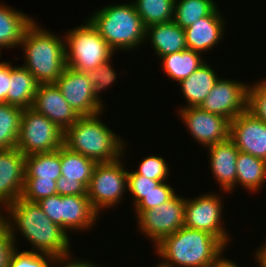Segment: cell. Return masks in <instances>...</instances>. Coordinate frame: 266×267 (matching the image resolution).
<instances>
[{
	"instance_id": "1",
	"label": "cell",
	"mask_w": 266,
	"mask_h": 267,
	"mask_svg": "<svg viewBox=\"0 0 266 267\" xmlns=\"http://www.w3.org/2000/svg\"><path fill=\"white\" fill-rule=\"evenodd\" d=\"M2 211L4 212H1V219L7 224L15 245L16 232L19 231L33 246L32 252L48 253L55 257L71 252L67 232L53 223L37 202H29L19 197Z\"/></svg>"
},
{
	"instance_id": "2",
	"label": "cell",
	"mask_w": 266,
	"mask_h": 267,
	"mask_svg": "<svg viewBox=\"0 0 266 267\" xmlns=\"http://www.w3.org/2000/svg\"><path fill=\"white\" fill-rule=\"evenodd\" d=\"M159 267H212L226 247L213 235L182 226L154 246ZM223 253V254H222Z\"/></svg>"
},
{
	"instance_id": "3",
	"label": "cell",
	"mask_w": 266,
	"mask_h": 267,
	"mask_svg": "<svg viewBox=\"0 0 266 267\" xmlns=\"http://www.w3.org/2000/svg\"><path fill=\"white\" fill-rule=\"evenodd\" d=\"M23 49L24 67L39 84L55 83L65 70V38L42 29L34 21L26 30L19 48Z\"/></svg>"
},
{
	"instance_id": "4",
	"label": "cell",
	"mask_w": 266,
	"mask_h": 267,
	"mask_svg": "<svg viewBox=\"0 0 266 267\" xmlns=\"http://www.w3.org/2000/svg\"><path fill=\"white\" fill-rule=\"evenodd\" d=\"M100 115L80 117L64 132L63 145L97 163L123 160L125 141L103 123Z\"/></svg>"
},
{
	"instance_id": "5",
	"label": "cell",
	"mask_w": 266,
	"mask_h": 267,
	"mask_svg": "<svg viewBox=\"0 0 266 267\" xmlns=\"http://www.w3.org/2000/svg\"><path fill=\"white\" fill-rule=\"evenodd\" d=\"M88 19L115 51L140 48L146 41V28L133 2L104 6Z\"/></svg>"
},
{
	"instance_id": "6",
	"label": "cell",
	"mask_w": 266,
	"mask_h": 267,
	"mask_svg": "<svg viewBox=\"0 0 266 267\" xmlns=\"http://www.w3.org/2000/svg\"><path fill=\"white\" fill-rule=\"evenodd\" d=\"M64 38L66 66L77 71L92 70L116 54L88 18L83 25L67 32Z\"/></svg>"
},
{
	"instance_id": "7",
	"label": "cell",
	"mask_w": 266,
	"mask_h": 267,
	"mask_svg": "<svg viewBox=\"0 0 266 267\" xmlns=\"http://www.w3.org/2000/svg\"><path fill=\"white\" fill-rule=\"evenodd\" d=\"M37 203L52 222L66 232H83L85 229L88 231L100 217L92 208L87 195L56 194L42 198Z\"/></svg>"
},
{
	"instance_id": "8",
	"label": "cell",
	"mask_w": 266,
	"mask_h": 267,
	"mask_svg": "<svg viewBox=\"0 0 266 267\" xmlns=\"http://www.w3.org/2000/svg\"><path fill=\"white\" fill-rule=\"evenodd\" d=\"M121 160L97 163L87 188L92 208L100 212L116 207L128 190V170ZM126 190V191H125Z\"/></svg>"
},
{
	"instance_id": "9",
	"label": "cell",
	"mask_w": 266,
	"mask_h": 267,
	"mask_svg": "<svg viewBox=\"0 0 266 267\" xmlns=\"http://www.w3.org/2000/svg\"><path fill=\"white\" fill-rule=\"evenodd\" d=\"M64 132L32 107L23 109L16 148L25 156L48 153L63 145Z\"/></svg>"
},
{
	"instance_id": "10",
	"label": "cell",
	"mask_w": 266,
	"mask_h": 267,
	"mask_svg": "<svg viewBox=\"0 0 266 267\" xmlns=\"http://www.w3.org/2000/svg\"><path fill=\"white\" fill-rule=\"evenodd\" d=\"M218 194H202L185 198L184 226L205 231L215 236L225 247L229 245V233L222 225L223 202Z\"/></svg>"
},
{
	"instance_id": "11",
	"label": "cell",
	"mask_w": 266,
	"mask_h": 267,
	"mask_svg": "<svg viewBox=\"0 0 266 267\" xmlns=\"http://www.w3.org/2000/svg\"><path fill=\"white\" fill-rule=\"evenodd\" d=\"M185 198L175 194L170 200L153 209L143 211L136 219L138 230L154 242L155 246L165 237L184 226Z\"/></svg>"
},
{
	"instance_id": "12",
	"label": "cell",
	"mask_w": 266,
	"mask_h": 267,
	"mask_svg": "<svg viewBox=\"0 0 266 267\" xmlns=\"http://www.w3.org/2000/svg\"><path fill=\"white\" fill-rule=\"evenodd\" d=\"M55 84L80 117L93 116L104 111V104L94 96L93 85L85 72L66 67Z\"/></svg>"
},
{
	"instance_id": "13",
	"label": "cell",
	"mask_w": 266,
	"mask_h": 267,
	"mask_svg": "<svg viewBox=\"0 0 266 267\" xmlns=\"http://www.w3.org/2000/svg\"><path fill=\"white\" fill-rule=\"evenodd\" d=\"M247 102L248 85L241 81L219 78L199 107L231 121L247 110Z\"/></svg>"
},
{
	"instance_id": "14",
	"label": "cell",
	"mask_w": 266,
	"mask_h": 267,
	"mask_svg": "<svg viewBox=\"0 0 266 267\" xmlns=\"http://www.w3.org/2000/svg\"><path fill=\"white\" fill-rule=\"evenodd\" d=\"M178 111L189 134L204 148L229 138L230 121L226 117L200 107L180 108Z\"/></svg>"
},
{
	"instance_id": "15",
	"label": "cell",
	"mask_w": 266,
	"mask_h": 267,
	"mask_svg": "<svg viewBox=\"0 0 266 267\" xmlns=\"http://www.w3.org/2000/svg\"><path fill=\"white\" fill-rule=\"evenodd\" d=\"M229 138L240 152L266 161V123L248 110L230 121Z\"/></svg>"
},
{
	"instance_id": "16",
	"label": "cell",
	"mask_w": 266,
	"mask_h": 267,
	"mask_svg": "<svg viewBox=\"0 0 266 267\" xmlns=\"http://www.w3.org/2000/svg\"><path fill=\"white\" fill-rule=\"evenodd\" d=\"M25 159L26 156L16 147L0 150L1 211L22 196L25 180Z\"/></svg>"
},
{
	"instance_id": "17",
	"label": "cell",
	"mask_w": 266,
	"mask_h": 267,
	"mask_svg": "<svg viewBox=\"0 0 266 267\" xmlns=\"http://www.w3.org/2000/svg\"><path fill=\"white\" fill-rule=\"evenodd\" d=\"M32 108L54 122L63 132L80 118L55 83L38 85Z\"/></svg>"
},
{
	"instance_id": "18",
	"label": "cell",
	"mask_w": 266,
	"mask_h": 267,
	"mask_svg": "<svg viewBox=\"0 0 266 267\" xmlns=\"http://www.w3.org/2000/svg\"><path fill=\"white\" fill-rule=\"evenodd\" d=\"M218 8L184 29L187 49L203 54L223 39L226 23Z\"/></svg>"
},
{
	"instance_id": "19",
	"label": "cell",
	"mask_w": 266,
	"mask_h": 267,
	"mask_svg": "<svg viewBox=\"0 0 266 267\" xmlns=\"http://www.w3.org/2000/svg\"><path fill=\"white\" fill-rule=\"evenodd\" d=\"M206 148L208 149L207 153H210L209 163H211L214 179L220 185V189H223L222 191L227 194L231 193L237 186L238 148L230 138Z\"/></svg>"
},
{
	"instance_id": "20",
	"label": "cell",
	"mask_w": 266,
	"mask_h": 267,
	"mask_svg": "<svg viewBox=\"0 0 266 267\" xmlns=\"http://www.w3.org/2000/svg\"><path fill=\"white\" fill-rule=\"evenodd\" d=\"M145 38L150 40L154 54L162 56L187 49L185 31L173 20L146 28Z\"/></svg>"
},
{
	"instance_id": "21",
	"label": "cell",
	"mask_w": 266,
	"mask_h": 267,
	"mask_svg": "<svg viewBox=\"0 0 266 267\" xmlns=\"http://www.w3.org/2000/svg\"><path fill=\"white\" fill-rule=\"evenodd\" d=\"M214 71L212 66L205 62L190 76L178 83L187 101V105L181 108L201 105L219 79Z\"/></svg>"
},
{
	"instance_id": "22",
	"label": "cell",
	"mask_w": 266,
	"mask_h": 267,
	"mask_svg": "<svg viewBox=\"0 0 266 267\" xmlns=\"http://www.w3.org/2000/svg\"><path fill=\"white\" fill-rule=\"evenodd\" d=\"M34 21L22 11L0 2V55L1 49L19 47L27 28Z\"/></svg>"
},
{
	"instance_id": "23",
	"label": "cell",
	"mask_w": 266,
	"mask_h": 267,
	"mask_svg": "<svg viewBox=\"0 0 266 267\" xmlns=\"http://www.w3.org/2000/svg\"><path fill=\"white\" fill-rule=\"evenodd\" d=\"M38 85L35 77L23 65L13 67L10 62L7 104L22 109L31 108Z\"/></svg>"
},
{
	"instance_id": "24",
	"label": "cell",
	"mask_w": 266,
	"mask_h": 267,
	"mask_svg": "<svg viewBox=\"0 0 266 267\" xmlns=\"http://www.w3.org/2000/svg\"><path fill=\"white\" fill-rule=\"evenodd\" d=\"M162 71L168 78L180 83L197 70L204 60L202 54L191 49L168 54L160 58Z\"/></svg>"
},
{
	"instance_id": "25",
	"label": "cell",
	"mask_w": 266,
	"mask_h": 267,
	"mask_svg": "<svg viewBox=\"0 0 266 267\" xmlns=\"http://www.w3.org/2000/svg\"><path fill=\"white\" fill-rule=\"evenodd\" d=\"M237 184L248 192L259 191L266 183V161L243 152L238 153Z\"/></svg>"
},
{
	"instance_id": "26",
	"label": "cell",
	"mask_w": 266,
	"mask_h": 267,
	"mask_svg": "<svg viewBox=\"0 0 266 267\" xmlns=\"http://www.w3.org/2000/svg\"><path fill=\"white\" fill-rule=\"evenodd\" d=\"M61 176L66 181H79L87 188L97 162L79 153L69 150L66 146L60 147Z\"/></svg>"
},
{
	"instance_id": "27",
	"label": "cell",
	"mask_w": 266,
	"mask_h": 267,
	"mask_svg": "<svg viewBox=\"0 0 266 267\" xmlns=\"http://www.w3.org/2000/svg\"><path fill=\"white\" fill-rule=\"evenodd\" d=\"M61 177L60 148L53 152L26 156L25 179H52Z\"/></svg>"
},
{
	"instance_id": "28",
	"label": "cell",
	"mask_w": 266,
	"mask_h": 267,
	"mask_svg": "<svg viewBox=\"0 0 266 267\" xmlns=\"http://www.w3.org/2000/svg\"><path fill=\"white\" fill-rule=\"evenodd\" d=\"M133 3L145 28L174 19L175 0H135Z\"/></svg>"
},
{
	"instance_id": "29",
	"label": "cell",
	"mask_w": 266,
	"mask_h": 267,
	"mask_svg": "<svg viewBox=\"0 0 266 267\" xmlns=\"http://www.w3.org/2000/svg\"><path fill=\"white\" fill-rule=\"evenodd\" d=\"M22 108L0 103V150L16 147Z\"/></svg>"
},
{
	"instance_id": "30",
	"label": "cell",
	"mask_w": 266,
	"mask_h": 267,
	"mask_svg": "<svg viewBox=\"0 0 266 267\" xmlns=\"http://www.w3.org/2000/svg\"><path fill=\"white\" fill-rule=\"evenodd\" d=\"M217 7L214 0H175L173 21L182 29L208 16Z\"/></svg>"
},
{
	"instance_id": "31",
	"label": "cell",
	"mask_w": 266,
	"mask_h": 267,
	"mask_svg": "<svg viewBox=\"0 0 266 267\" xmlns=\"http://www.w3.org/2000/svg\"><path fill=\"white\" fill-rule=\"evenodd\" d=\"M17 245L12 251L8 267H53L55 256L48 253L32 252L23 250L18 252Z\"/></svg>"
},
{
	"instance_id": "32",
	"label": "cell",
	"mask_w": 266,
	"mask_h": 267,
	"mask_svg": "<svg viewBox=\"0 0 266 267\" xmlns=\"http://www.w3.org/2000/svg\"><path fill=\"white\" fill-rule=\"evenodd\" d=\"M140 162L138 169H136V171H128V174H139L148 179L167 181L166 179L170 173V167H168L164 157L150 155L144 157Z\"/></svg>"
},
{
	"instance_id": "33",
	"label": "cell",
	"mask_w": 266,
	"mask_h": 267,
	"mask_svg": "<svg viewBox=\"0 0 266 267\" xmlns=\"http://www.w3.org/2000/svg\"><path fill=\"white\" fill-rule=\"evenodd\" d=\"M112 61L109 60L108 62L99 65L98 67L92 69V70H87L85 73L87 75L88 80L91 82L93 85V93L94 96L101 102L102 99L100 98V94L102 91H105L112 85L115 80L117 79V73L112 67Z\"/></svg>"
},
{
	"instance_id": "34",
	"label": "cell",
	"mask_w": 266,
	"mask_h": 267,
	"mask_svg": "<svg viewBox=\"0 0 266 267\" xmlns=\"http://www.w3.org/2000/svg\"><path fill=\"white\" fill-rule=\"evenodd\" d=\"M57 194V181L52 179H25L22 196L26 201L37 202Z\"/></svg>"
},
{
	"instance_id": "35",
	"label": "cell",
	"mask_w": 266,
	"mask_h": 267,
	"mask_svg": "<svg viewBox=\"0 0 266 267\" xmlns=\"http://www.w3.org/2000/svg\"><path fill=\"white\" fill-rule=\"evenodd\" d=\"M167 181L161 182L156 188L145 197L133 208L135 209L136 218L143 212L149 209H153L156 206L163 204L170 200L175 194V189L168 184Z\"/></svg>"
},
{
	"instance_id": "36",
	"label": "cell",
	"mask_w": 266,
	"mask_h": 267,
	"mask_svg": "<svg viewBox=\"0 0 266 267\" xmlns=\"http://www.w3.org/2000/svg\"><path fill=\"white\" fill-rule=\"evenodd\" d=\"M247 110L266 123V78L248 85Z\"/></svg>"
},
{
	"instance_id": "37",
	"label": "cell",
	"mask_w": 266,
	"mask_h": 267,
	"mask_svg": "<svg viewBox=\"0 0 266 267\" xmlns=\"http://www.w3.org/2000/svg\"><path fill=\"white\" fill-rule=\"evenodd\" d=\"M161 182L148 179L139 174H128V191L133 197V207H135L148 193L156 188Z\"/></svg>"
},
{
	"instance_id": "38",
	"label": "cell",
	"mask_w": 266,
	"mask_h": 267,
	"mask_svg": "<svg viewBox=\"0 0 266 267\" xmlns=\"http://www.w3.org/2000/svg\"><path fill=\"white\" fill-rule=\"evenodd\" d=\"M15 247L7 224L0 219V267H8L9 257Z\"/></svg>"
},
{
	"instance_id": "39",
	"label": "cell",
	"mask_w": 266,
	"mask_h": 267,
	"mask_svg": "<svg viewBox=\"0 0 266 267\" xmlns=\"http://www.w3.org/2000/svg\"><path fill=\"white\" fill-rule=\"evenodd\" d=\"M57 194L64 195H87V187L79 181H66L61 176L57 180Z\"/></svg>"
},
{
	"instance_id": "40",
	"label": "cell",
	"mask_w": 266,
	"mask_h": 267,
	"mask_svg": "<svg viewBox=\"0 0 266 267\" xmlns=\"http://www.w3.org/2000/svg\"><path fill=\"white\" fill-rule=\"evenodd\" d=\"M1 57V56H0ZM10 84V62H0V103H7Z\"/></svg>"
},
{
	"instance_id": "41",
	"label": "cell",
	"mask_w": 266,
	"mask_h": 267,
	"mask_svg": "<svg viewBox=\"0 0 266 267\" xmlns=\"http://www.w3.org/2000/svg\"><path fill=\"white\" fill-rule=\"evenodd\" d=\"M72 256L73 255L69 253L64 256L56 257L53 262V265H56L54 267H98V265H95L93 262L74 259Z\"/></svg>"
},
{
	"instance_id": "42",
	"label": "cell",
	"mask_w": 266,
	"mask_h": 267,
	"mask_svg": "<svg viewBox=\"0 0 266 267\" xmlns=\"http://www.w3.org/2000/svg\"><path fill=\"white\" fill-rule=\"evenodd\" d=\"M254 256L259 267H266V242H264V245L258 248V251L256 250Z\"/></svg>"
},
{
	"instance_id": "43",
	"label": "cell",
	"mask_w": 266,
	"mask_h": 267,
	"mask_svg": "<svg viewBox=\"0 0 266 267\" xmlns=\"http://www.w3.org/2000/svg\"><path fill=\"white\" fill-rule=\"evenodd\" d=\"M212 267H240L236 263L232 262L230 259L221 258L216 264Z\"/></svg>"
}]
</instances>
